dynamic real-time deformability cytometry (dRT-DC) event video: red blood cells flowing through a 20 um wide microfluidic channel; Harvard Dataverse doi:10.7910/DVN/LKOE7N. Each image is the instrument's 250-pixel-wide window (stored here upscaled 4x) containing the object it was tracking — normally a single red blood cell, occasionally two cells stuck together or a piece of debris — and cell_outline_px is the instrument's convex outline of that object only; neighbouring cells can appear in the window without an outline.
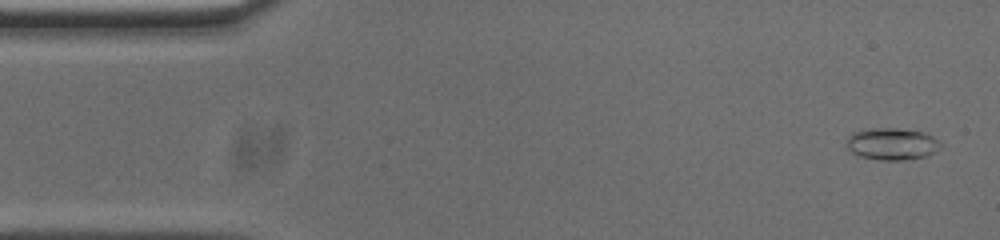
{"species": "common noctule bat (a hibernating species)", "species_latin": "Nyctalus noctula", "temperature_condition": "cold", "stored_images_in_passage": 53, "camera_frame_rate_fps": 3000, "um_per_image_px": 0.085, "animal": {"sex": "male", "body_mass_g": 20.0, "forearm_length_mm": 53.3}, "frame": {"image": 1, "passage_image": 2, "time_ms": 0.333, "image_size_px": [1000, 240], "cell_outline_px": [[944, 144], [936, 152], [928, 156], [904, 160], [880, 160], [860, 156], [852, 152], [844, 144], [848, 136], [852, 132], [872, 128], [896, 128], [924, 132], [932, 136]], "centroid_in_image_um": [75.83, 12.23], "position_along_channel_um": 9.2, "area_um2": 17.8}}
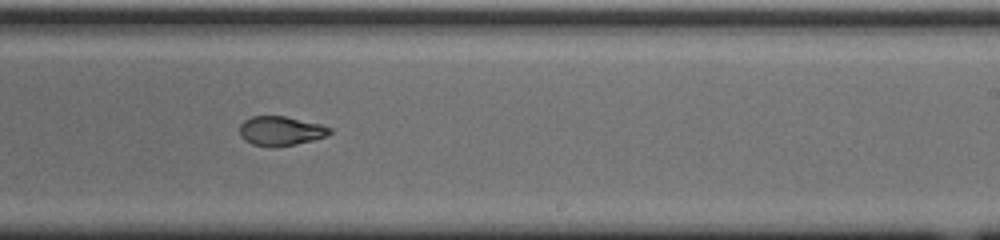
{"frame": {"image": 2, "passage_image": 31, "time_ms": 10.0, "image_size_px": [1000, 240], "cell_outline_px": [[332, 132], [324, 136], [312, 140], [296, 144], [276, 148], [252, 144], [244, 140], [240, 136], [240, 124], [244, 120], [252, 116], [284, 116], [320, 124], [332, 128]], "centroid_in_image_um": [23.83, 11.14], "position_along_channel_um": 265.2, "area_um2": 15.43}}
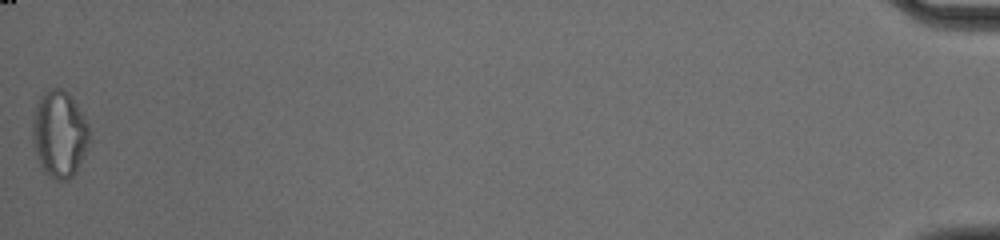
{"frame": {"image": 3, "passage_image": 53, "time_ms": 17.333, "image_size_px": [1000, 240], "cell_outline_px": [[88, 144], [76, 172], [68, 180], [56, 180], [48, 176], [44, 172], [36, 156], [32, 140], [32, 120], [36, 104], [40, 96], [52, 88], [60, 88], [68, 92], [72, 96], [88, 124]], "centroid_in_image_um": [5.02, 11.39], "position_along_channel_um": 430.2, "area_um2": 28.73}, "authors_computed_cell_mechanics": {"area_um2": 16.5308, "velocity_mm_per_s": 3.7497, "shape_relaxation_time_tau1_ms": 8.2508, "shape_relaxation_time_tau2_ms": 2.9096, "deformation_change_tau1": 0.2408, "deformation_change_tau2": 0.0656}}